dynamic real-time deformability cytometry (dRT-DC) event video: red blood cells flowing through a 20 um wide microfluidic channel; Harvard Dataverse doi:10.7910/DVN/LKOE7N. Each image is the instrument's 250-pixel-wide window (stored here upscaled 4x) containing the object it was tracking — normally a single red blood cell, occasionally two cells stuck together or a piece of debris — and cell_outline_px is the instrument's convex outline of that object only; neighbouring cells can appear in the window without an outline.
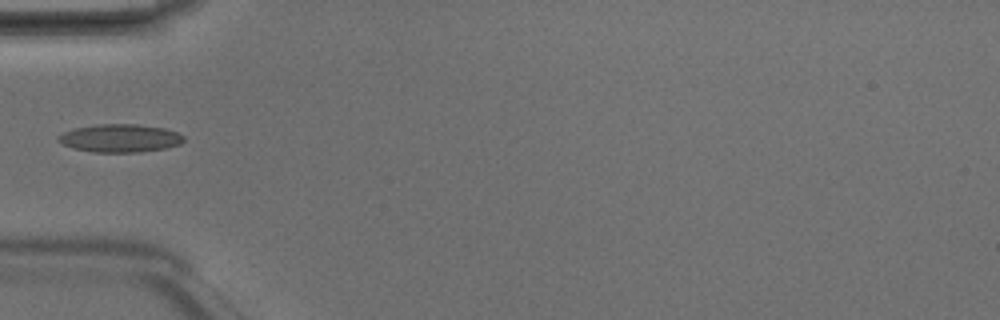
{"species": "Egyptian fruit bat (a non-hibernating species)", "species_latin": "Rousettus aegyptiacus", "temperature_condition": "room temperature", "stored_images_in_passage": 5, "camera_frame_rate_fps": 3000, "um_per_image_px": 0.085, "animal": {"sex": "male"}, "frame": {"image": 1, "passage_image": 4, "time_ms": 1.0, "image_size_px": [1000, 320], "cell_outline_px": [[184, 140], [180, 144], [164, 148], [140, 152], [92, 152], [72, 148], [56, 140], [56, 136], [64, 132], [76, 128], [96, 124], [136, 124], [164, 128], [176, 132], [184, 136]], "centroid_in_image_um": [10.18, 11.74], "position_along_channel_um": 74.8, "area_um2": 20.46}}